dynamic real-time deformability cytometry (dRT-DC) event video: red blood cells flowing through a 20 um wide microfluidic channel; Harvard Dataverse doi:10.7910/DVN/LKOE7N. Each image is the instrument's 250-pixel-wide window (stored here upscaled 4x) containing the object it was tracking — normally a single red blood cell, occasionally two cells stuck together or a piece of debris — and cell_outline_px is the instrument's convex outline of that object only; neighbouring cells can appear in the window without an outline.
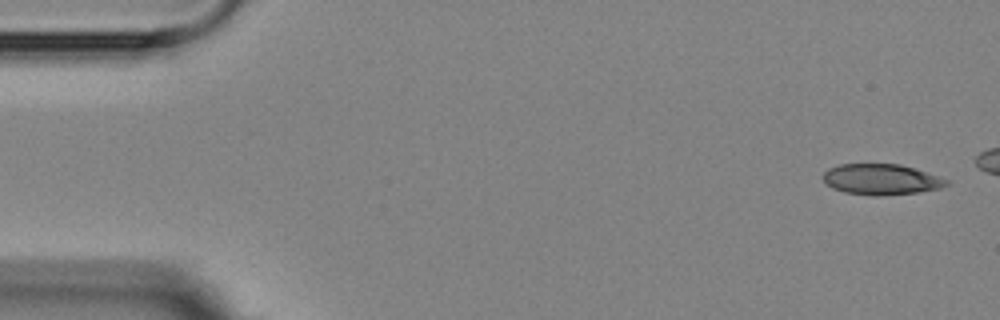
{"species": "Egyptian fruit bat (a non-hibernating species)", "species_latin": "Rousettus aegyptiacus", "temperature_condition": "room temperature", "stored_images_in_passage": 5, "camera_frame_rate_fps": 3000, "um_per_image_px": 0.085, "animal": {"sex": "female"}, "frame": {"image": 1, "passage_image": 1, "time_ms": 0.0, "image_size_px": [1000, 320], "cell_outline_px": [[952, 184], [940, 188], [920, 192], [880, 196], [872, 196], [844, 192], [832, 188], [824, 180], [824, 172], [828, 168], [840, 164], [900, 164], [916, 168], [940, 176], [948, 180]], "centroid_in_image_um": [74.96, 15.25], "position_along_channel_um": 10.0, "area_um2": 22.37}}